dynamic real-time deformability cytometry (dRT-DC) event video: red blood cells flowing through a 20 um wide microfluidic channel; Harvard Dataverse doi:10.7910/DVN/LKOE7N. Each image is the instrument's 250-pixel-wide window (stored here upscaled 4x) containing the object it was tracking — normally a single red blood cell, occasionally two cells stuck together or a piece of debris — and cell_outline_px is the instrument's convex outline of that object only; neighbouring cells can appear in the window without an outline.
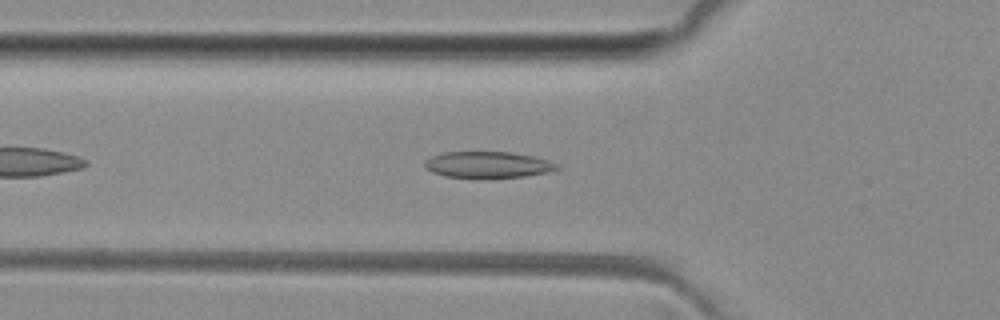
{"species": "common noctule bat (a hibernating species)", "species_latin": "Nyctalus noctula", "temperature_condition": "room temperature", "stored_images_in_passage": 39, "camera_frame_rate_fps": 3000, "um_per_image_px": 0.085, "animal": {"sex": "female", "body_mass_g": 29.2, "forearm_length_mm": 56.3}, "frame": {"image": 1, "passage_image": 6, "time_ms": 1.667, "image_size_px": [1000, 320], "cell_outline_px": [[560, 168], [548, 172], [524, 176], [484, 180], [480, 180], [444, 176], [432, 172], [424, 168], [424, 160], [432, 156], [444, 152], [508, 152], [532, 156], [548, 160], [560, 164]], "centroid_in_image_um": [41.44, 14.04], "position_along_channel_um": 84.4, "area_um2": 20.98}}
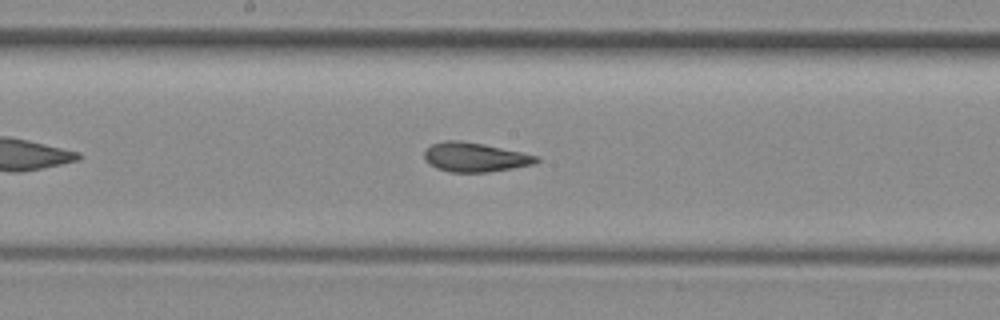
{"frame": {"image": 2, "passage_image": 15, "time_ms": 4.667, "image_size_px": [1000, 320], "cell_outline_px": [[540, 160], [536, 164], [488, 172], [448, 172], [436, 168], [428, 164], [424, 160], [424, 152], [432, 144], [444, 140], [460, 140], [484, 144], [540, 156]], "centroid_in_image_um": [40.37, 13.36], "position_along_channel_um": 207.8, "area_um2": 19.31}}
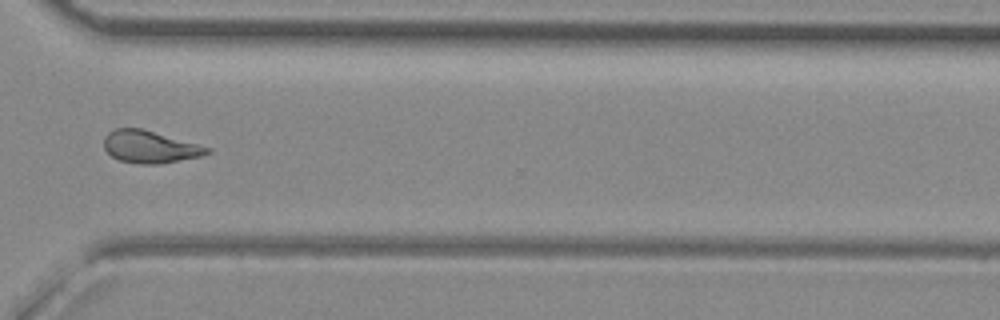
{"frame": {"image": 3, "passage_image": 26, "time_ms": 8.333, "image_size_px": [1000, 320], "cell_outline_px": [[212, 152], [200, 156], [160, 164], [140, 164], [120, 160], [112, 156], [104, 148], [104, 136], [108, 132], [116, 128], [140, 128], [212, 148]], "centroid_in_image_um": [12.73, 12.48], "position_along_channel_um": 357.9, "area_um2": 19.25}, "authors_computed_cell_mechanics": {"area_um2": 19.4208, "velocity_mm_per_s": 4.0932, "shape_relaxation_time_tau1_ms": null, "shape_relaxation_time_tau2_ms": 1.9849, "deformation_change_tau1": null, "deformation_change_tau2": 0.0947}}